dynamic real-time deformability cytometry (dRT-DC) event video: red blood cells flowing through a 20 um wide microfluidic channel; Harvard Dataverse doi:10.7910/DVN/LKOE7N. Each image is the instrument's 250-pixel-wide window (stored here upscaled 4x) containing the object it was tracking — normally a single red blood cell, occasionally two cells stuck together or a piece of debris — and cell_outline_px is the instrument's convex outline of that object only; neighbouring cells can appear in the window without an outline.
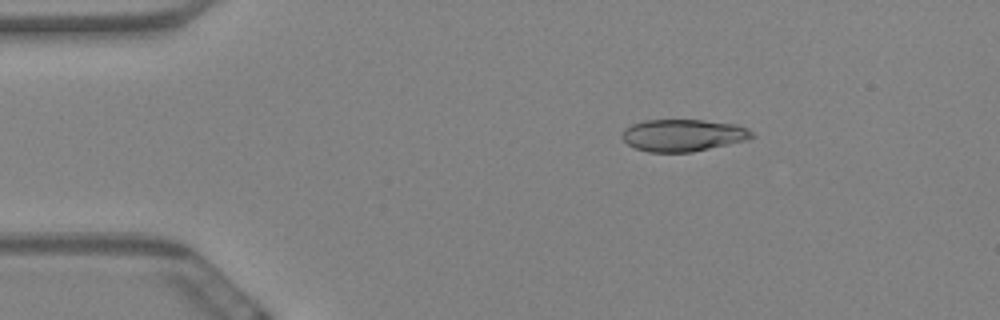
{"species": "Egyptian fruit bat (a non-hibernating species)", "species_latin": "Rousettus aegyptiacus", "temperature_condition": "warm", "stored_images_in_passage": 59, "camera_frame_rate_fps": 3000, "um_per_image_px": 0.085, "animal": {"sex": "female"}, "frame": {"image": 1, "passage_image": 10, "time_ms": 3.0, "image_size_px": [1000, 320], "cell_outline_px": [[756, 136], [748, 140], [692, 152], [648, 152], [636, 148], [628, 144], [620, 136], [624, 128], [632, 124], [644, 120], [704, 120], [736, 124], [748, 128]], "centroid_in_image_um": [58.07, 11.49], "position_along_channel_um": 26.9, "area_um2": 24.45}}
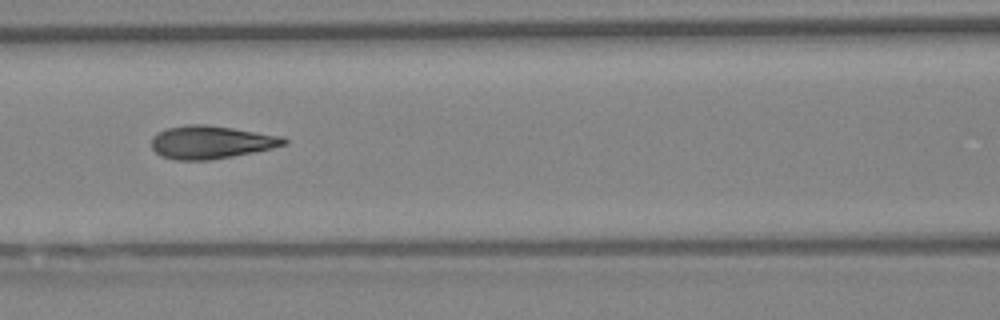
{"frame": {"image": 2, "passage_image": 26, "time_ms": 8.333, "image_size_px": [1000, 320], "cell_outline_px": [[288, 144], [272, 148], [212, 160], [176, 160], [160, 156], [152, 148], [152, 136], [164, 128], [188, 124], [208, 124], [284, 136], [288, 140]], "centroid_in_image_um": [17.93, 12.07], "position_along_channel_um": 148.7, "area_um2": 25.72}}
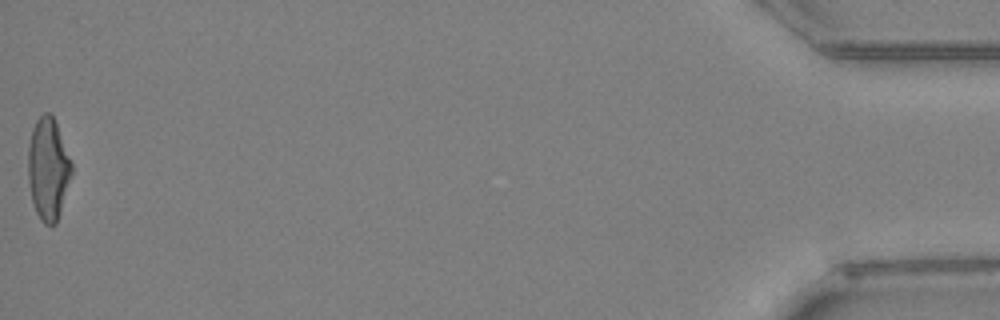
{"frame": {"image": 3, "passage_image": 59, "time_ms": 19.333, "image_size_px": [1000, 320], "cell_outline_px": [[72, 172], [60, 212], [56, 224], [44, 224], [40, 220], [36, 212], [32, 200], [28, 180], [28, 148], [32, 128], [36, 120], [44, 112], [48, 112], [52, 116], [56, 124], [72, 164]], "centroid_in_image_um": [4.07, 14.36], "position_along_channel_um": 431.1, "area_um2": 25.55}, "authors_computed_cell_mechanics": {"area_um2": 25.0274, "velocity_mm_per_s": 3.4638, "shape_relaxation_time_tau1_ms": 6.7171, "shape_relaxation_time_tau2_ms": 1.0179, "deformation_change_tau1": 0.2216, "deformation_change_tau2": 0.0768}}